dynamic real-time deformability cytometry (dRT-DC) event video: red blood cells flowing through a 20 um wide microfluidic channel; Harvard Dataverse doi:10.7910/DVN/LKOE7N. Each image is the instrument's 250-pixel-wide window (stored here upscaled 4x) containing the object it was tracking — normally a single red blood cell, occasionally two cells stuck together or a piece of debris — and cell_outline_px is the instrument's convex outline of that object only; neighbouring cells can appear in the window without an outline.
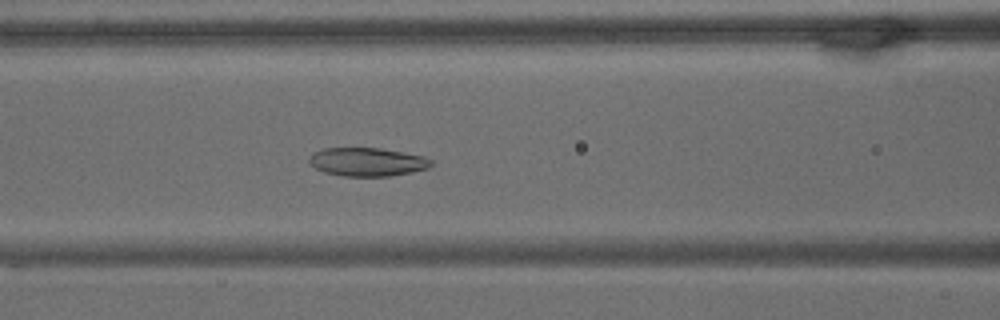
{"species": "common noctule bat (a hibernating species)", "species_latin": "Nyctalus noctula", "temperature_condition": "warm", "stored_images_in_passage": 67, "camera_frame_rate_fps": 3000, "um_per_image_px": 0.085, "animal": {"sex": "male", "body_mass_g": 15.6}, "frame": {"image": 1, "passage_image": 28, "time_ms": 9.0, "image_size_px": [1000, 320], "cell_outline_px": [[432, 164], [428, 168], [412, 172], [388, 176], [344, 176], [324, 172], [316, 168], [308, 160], [312, 152], [324, 148], [380, 148], [404, 152], [424, 156], [432, 160]], "centroid_in_image_um": [31.22, 13.75], "position_along_channel_um": 135.4, "area_um2": 20.23}}
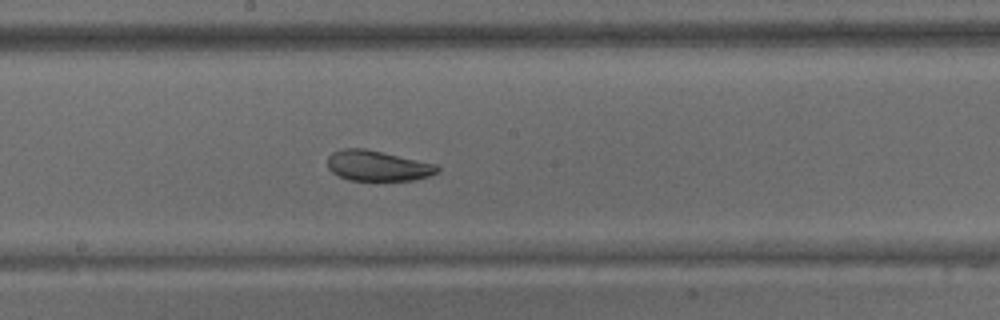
{"frame": {"image": 2, "passage_image": 36, "time_ms": 11.667, "image_size_px": [1000, 320], "cell_outline_px": [[440, 172], [428, 176], [412, 180], [348, 180], [332, 172], [328, 168], [328, 156], [332, 152], [344, 148], [364, 148], [436, 164], [440, 168]], "centroid_in_image_um": [32.09, 14.09], "position_along_channel_um": 216.1, "area_um2": 19.36}}
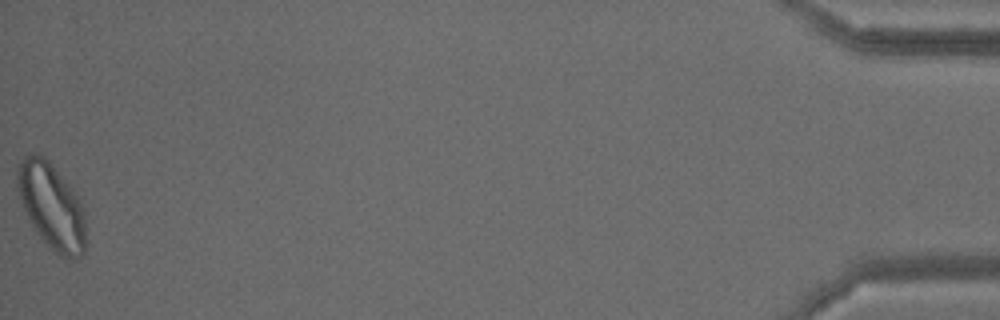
{"frame": {"image": 3, "passage_image": 67, "time_ms": 22.0, "image_size_px": [1000, 320], "cell_outline_px": [[84, 252], [80, 256], [68, 260], [64, 260], [44, 244], [32, 228], [20, 204], [16, 188], [16, 168], [24, 156], [28, 152], [36, 152], [44, 156], [48, 160], [68, 184], [80, 200], [84, 216]], "centroid_in_image_um": [4.31, 17.53], "position_along_channel_um": 430.9, "area_um2": 34.91}, "authors_computed_cell_mechanics": {"area_um2": 25.9522, "velocity_mm_per_s": 3.0342, "shape_relaxation_time_tau1_ms": 10.7458, "shape_relaxation_time_tau2_ms": 3.6677, "deformation_change_tau1": 0.1849, "deformation_change_tau2": 0.1011}}